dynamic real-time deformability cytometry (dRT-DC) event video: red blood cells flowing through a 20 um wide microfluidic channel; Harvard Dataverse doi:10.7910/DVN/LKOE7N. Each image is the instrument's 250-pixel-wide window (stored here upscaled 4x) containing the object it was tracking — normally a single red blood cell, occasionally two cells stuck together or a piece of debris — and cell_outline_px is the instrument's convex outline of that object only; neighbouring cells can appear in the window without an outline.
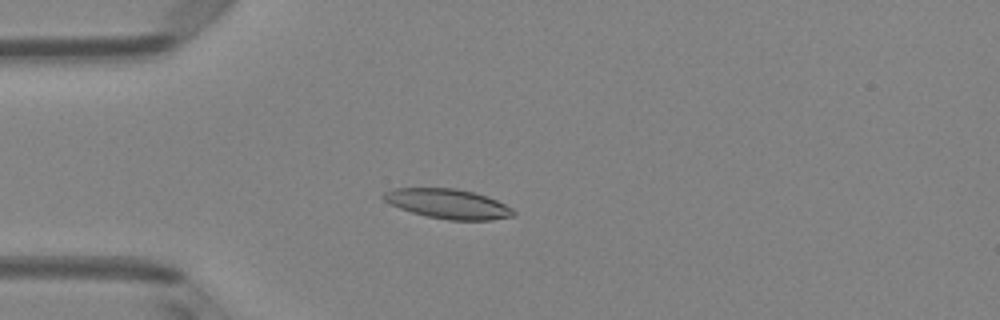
{"species": "Egyptian fruit bat (a non-hibernating species)", "species_latin": "Rousettus aegyptiacus", "temperature_condition": "room temperature", "stored_images_in_passage": 50, "camera_frame_rate_fps": 3000, "um_per_image_px": 0.085, "animal": {"sex": "female"}, "frame": {"image": 1, "passage_image": 13, "time_ms": 4.0, "image_size_px": [1000, 320], "cell_outline_px": [[516, 212], [512, 216], [492, 220], [448, 220], [428, 216], [412, 212], [388, 204], [380, 196], [384, 192], [392, 188], [456, 188], [476, 192], [496, 200], [512, 208]], "centroid_in_image_um": [38.05, 17.31], "position_along_channel_um": 46.9, "area_um2": 22.54}}
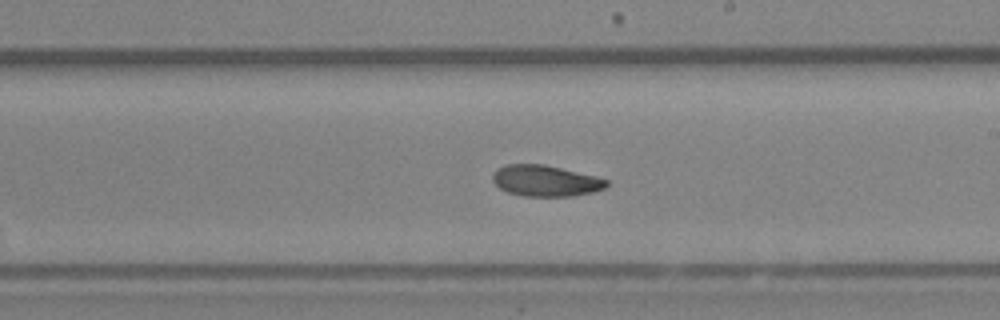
{"frame": {"image": 2, "passage_image": 29, "time_ms": 9.333, "image_size_px": [1000, 320], "cell_outline_px": [[608, 184], [604, 188], [592, 192], [572, 196], [524, 196], [508, 192], [500, 188], [492, 180], [492, 172], [496, 168], [504, 164], [544, 164], [596, 176], [608, 180]], "centroid_in_image_um": [46.33, 15.35], "position_along_channel_um": 242.7, "area_um2": 20.69}}
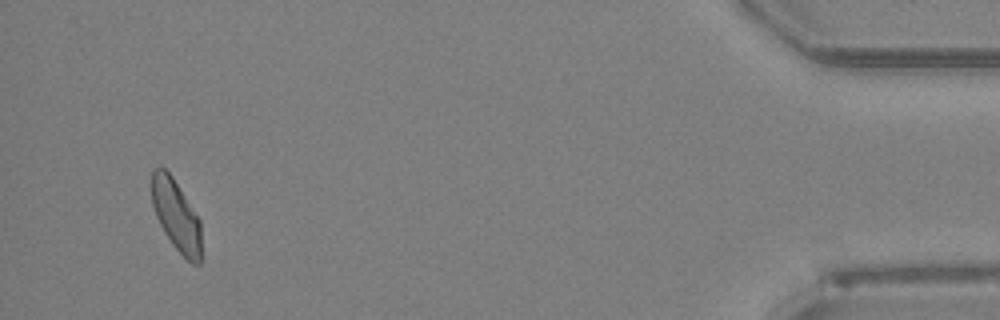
{"frame": {"image": 3, "passage_image": 48, "time_ms": 15.667, "image_size_px": [1000, 320], "cell_outline_px": [[200, 264], [192, 264], [172, 244], [164, 232], [156, 216], [152, 204], [152, 172], [156, 168], [164, 168], [172, 176], [200, 220]], "centroid_in_image_um": [14.97, 18.31], "position_along_channel_um": 420.2, "area_um2": 20.11}, "authors_computed_cell_mechanics": {"area_um2": 21.386, "velocity_mm_per_s": 3.9933, "shape_relaxation_time_tau1_ms": 4.5667, "shape_relaxation_time_tau2_ms": null, "deformation_change_tau1": 0.1664, "deformation_change_tau2": null}}